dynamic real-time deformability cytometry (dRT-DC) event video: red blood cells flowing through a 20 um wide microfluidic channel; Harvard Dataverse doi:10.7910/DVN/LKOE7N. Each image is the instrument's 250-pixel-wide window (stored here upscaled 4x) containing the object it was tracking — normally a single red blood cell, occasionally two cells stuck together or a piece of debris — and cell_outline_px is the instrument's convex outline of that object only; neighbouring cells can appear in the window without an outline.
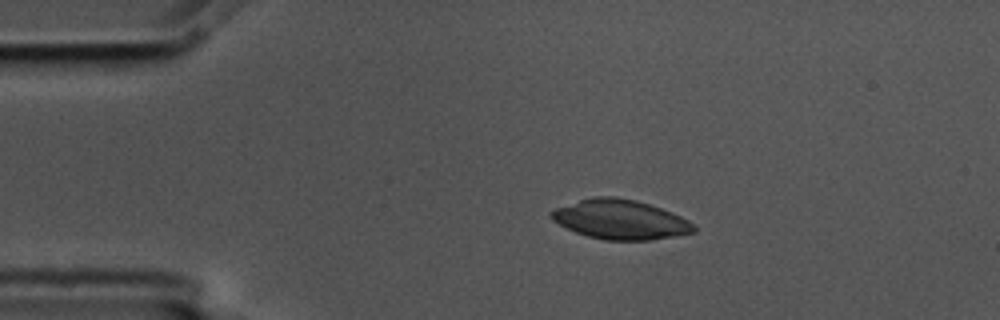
{"species": "common noctule bat (a hibernating species)", "species_latin": "Nyctalus noctula", "temperature_condition": "cold", "stored_images_in_passage": 46, "camera_frame_rate_fps": 3000, "um_per_image_px": 0.085, "animal": {"sex": "male", "body_mass_g": 17.5, "forearm_length_mm": 52.3}, "frame": {"image": 1, "passage_image": 1, "time_ms": 0.0, "image_size_px": [1000, 320], "cell_outline_px": [[696, 232], [648, 240], [604, 240], [588, 236], [576, 232], [552, 220], [548, 212], [556, 208], [592, 196], [616, 196], [636, 200], [672, 212], [688, 220], [696, 228]], "centroid_in_image_um": [52.71, 18.65], "position_along_channel_um": 32.3, "area_um2": 32.6}}
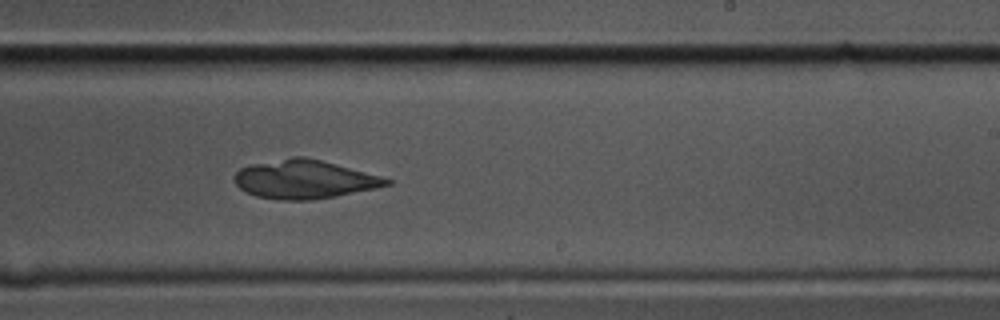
{"frame": {"image": 2, "passage_image": 24, "time_ms": 7.667, "image_size_px": [1000, 320], "cell_outline_px": [[392, 184], [376, 188], [336, 196], [308, 200], [280, 200], [256, 196], [244, 192], [232, 180], [232, 176], [240, 168], [252, 164], [292, 156], [304, 156], [320, 160], [380, 176], [392, 180]], "centroid_in_image_um": [25.81, 15.24], "position_along_channel_um": 263.2, "area_um2": 34.16}}